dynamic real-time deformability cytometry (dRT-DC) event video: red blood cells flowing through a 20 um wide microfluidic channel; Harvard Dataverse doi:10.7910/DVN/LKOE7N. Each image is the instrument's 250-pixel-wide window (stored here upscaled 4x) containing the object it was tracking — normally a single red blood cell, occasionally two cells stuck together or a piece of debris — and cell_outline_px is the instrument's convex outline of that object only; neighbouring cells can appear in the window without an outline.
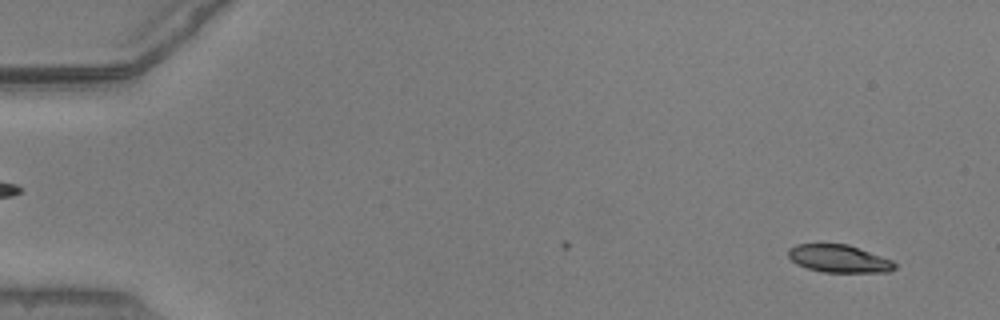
{"species": "common noctule bat (a hibernating species)", "species_latin": "Nyctalus noctula", "temperature_condition": "warm", "stored_images_in_passage": 52, "camera_frame_rate_fps": 3000, "um_per_image_px": 0.085, "animal": {"sex": "male", "body_mass_g": 20.5, "forearm_length_mm": 52.5}, "frame": {"image": 1, "passage_image": 3, "time_ms": 0.667, "image_size_px": [1000, 320], "cell_outline_px": [[896, 268], [888, 272], [824, 272], [808, 268], [796, 264], [788, 256], [788, 248], [796, 244], [848, 244], [892, 260], [896, 264]], "centroid_in_image_um": [71.3, 21.98], "position_along_channel_um": 13.7, "area_um2": 17.11}}
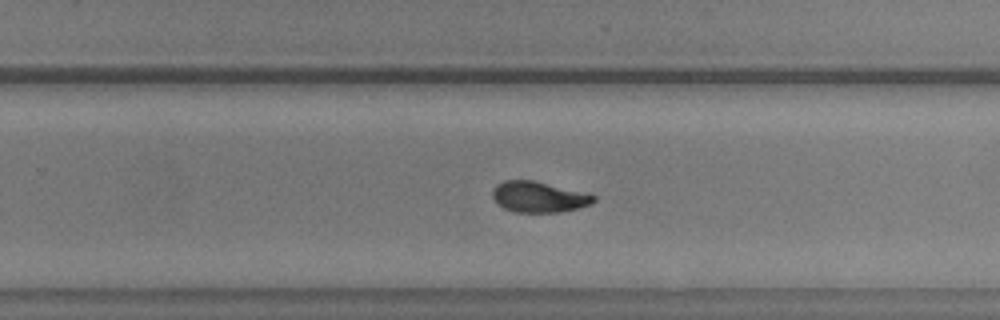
{"frame": {"image": 2, "passage_image": 34, "time_ms": 11.0, "image_size_px": [1000, 320], "cell_outline_px": [[596, 200], [592, 204], [580, 208], [560, 212], [516, 212], [504, 208], [492, 196], [492, 192], [496, 184], [504, 180], [532, 180], [596, 196]], "centroid_in_image_um": [45.79, 16.75], "position_along_channel_um": 284.0, "area_um2": 17.86}}
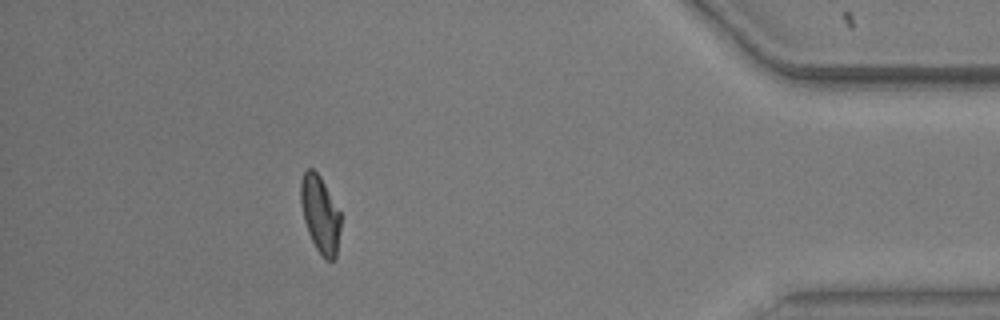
{"frame": {"image": 3, "passage_image": 47, "time_ms": 15.333, "image_size_px": [1000, 320], "cell_outline_px": [[340, 228], [336, 256], [332, 260], [328, 260], [316, 248], [308, 232], [304, 220], [300, 204], [300, 180], [304, 172], [308, 168], [312, 168], [320, 176], [340, 212]], "centroid_in_image_um": [27.19, 18.17], "position_along_channel_um": 408.0, "area_um2": 17.69}, "authors_computed_cell_mechanics": {"area_um2": 18.2648, "velocity_mm_per_s": 3.8974, "shape_relaxation_time_tau1_ms": 3.3711, "shape_relaxation_time_tau2_ms": 2.7303, "deformation_change_tau1": 0.1437, "deformation_change_tau2": 0.0866}}